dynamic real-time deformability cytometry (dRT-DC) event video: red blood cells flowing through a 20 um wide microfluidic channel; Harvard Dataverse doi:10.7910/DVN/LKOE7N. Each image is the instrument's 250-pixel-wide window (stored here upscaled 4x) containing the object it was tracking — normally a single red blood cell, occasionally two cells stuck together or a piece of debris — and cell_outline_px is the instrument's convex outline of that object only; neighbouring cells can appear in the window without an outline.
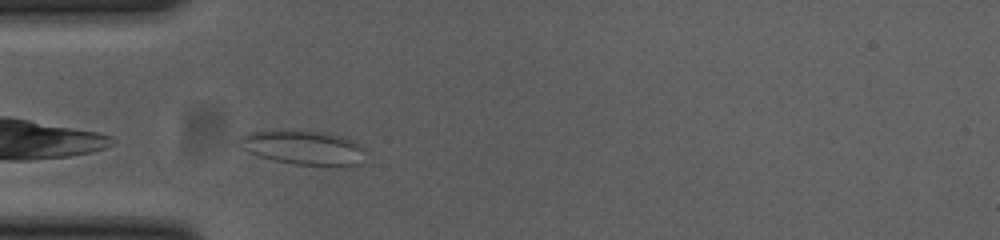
{"species": "common noctule bat (a hibernating species)", "species_latin": "Nyctalus noctula", "temperature_condition": "cold", "stored_images_in_passage": 29, "camera_frame_rate_fps": 3000, "um_per_image_px": 0.085, "animal": {"sex": "female", "body_mass_g": 23.0, "forearm_length_mm": 53.4}, "frame": {"image": 1, "passage_image": 2, "time_ms": 0.333, "image_size_px": [1000, 240], "cell_outline_px": [[364, 164], [336, 168], [292, 164], [260, 156], [248, 152], [240, 148], [236, 144], [236, 140], [240, 136], [248, 132], [328, 132], [344, 136], [352, 140], [364, 148]], "centroid_in_image_um": [25.86, 12.6], "position_along_channel_um": 59.1, "area_um2": 25.61}}
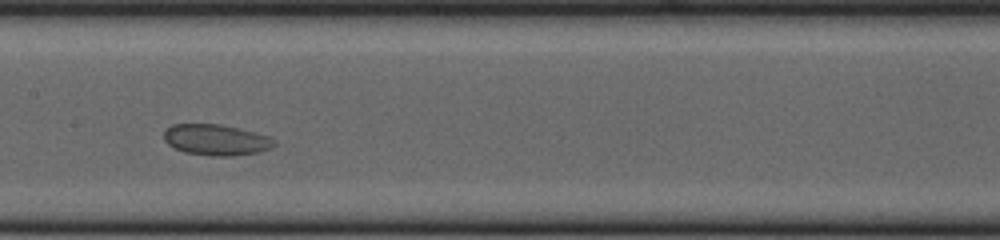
{"frame": {"image": 2, "passage_image": 13, "time_ms": 4.0, "image_size_px": [1000, 240], "cell_outline_px": [[276, 144], [268, 148], [256, 152], [232, 156], [212, 156], [184, 152], [168, 144], [164, 140], [164, 132], [172, 124], [220, 124], [240, 128], [272, 136], [276, 140]], "centroid_in_image_um": [18.39, 11.87], "position_along_channel_um": 189.0, "area_um2": 19.94}}
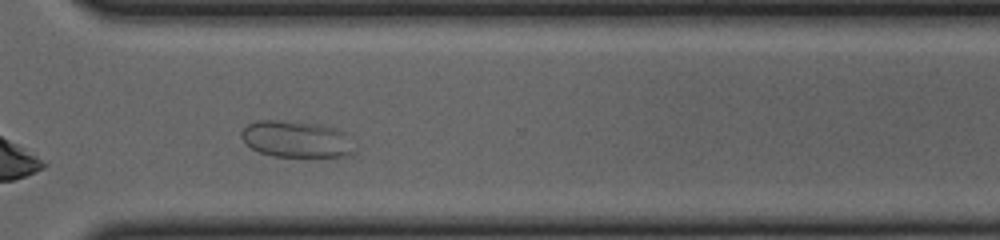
{"frame": {"image": 3, "passage_image": 26, "time_ms": 8.333, "image_size_px": [1000, 240], "cell_outline_px": [[356, 152], [352, 156], [272, 156], [260, 152], [252, 148], [240, 136], [240, 132], [248, 124], [260, 120], [276, 120], [316, 124], [336, 128], [344, 132]], "centroid_in_image_um": [25.19, 11.83], "position_along_channel_um": 345.4, "area_um2": 23.81}}